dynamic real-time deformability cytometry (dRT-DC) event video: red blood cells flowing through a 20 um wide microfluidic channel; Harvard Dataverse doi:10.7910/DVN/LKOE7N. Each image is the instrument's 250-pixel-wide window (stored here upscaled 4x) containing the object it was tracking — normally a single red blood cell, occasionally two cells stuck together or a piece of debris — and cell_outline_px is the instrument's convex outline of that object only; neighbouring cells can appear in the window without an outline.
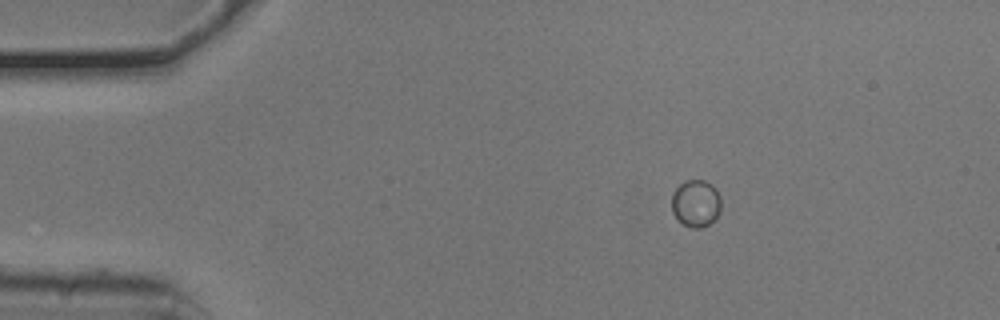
{"species": "common noctule bat (a hibernating species)", "species_latin": "Nyctalus noctula", "temperature_condition": "cold", "stored_images_in_passage": 2, "camera_frame_rate_fps": 3000, "um_per_image_px": 0.085, "animal": {"sex": "male", "body_mass_g": 20.5, "forearm_length_mm": 52.5}, "frame": {"image": 1, "passage_image": 1, "time_ms": 0.0, "image_size_px": [1000, 320], "cell_outline_px": [[720, 212], [708, 224], [700, 228], [692, 228], [684, 224], [672, 212], [672, 192], [680, 184], [688, 180], [704, 180], [712, 184], [716, 188], [720, 196]], "centroid_in_image_um": [59.15, 17.26], "position_along_channel_um": 25.8, "area_um2": 13.47}}